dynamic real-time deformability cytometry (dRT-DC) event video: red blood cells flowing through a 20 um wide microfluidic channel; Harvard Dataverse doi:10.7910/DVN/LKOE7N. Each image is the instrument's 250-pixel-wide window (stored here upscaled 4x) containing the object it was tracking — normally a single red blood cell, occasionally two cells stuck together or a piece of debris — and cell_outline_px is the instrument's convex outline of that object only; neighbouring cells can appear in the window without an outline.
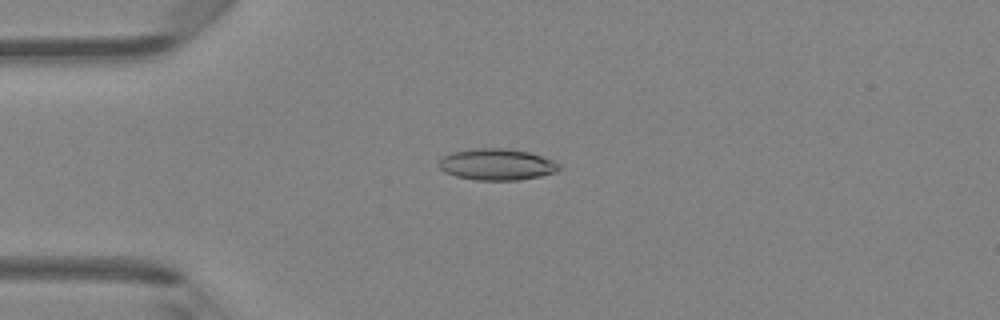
{"species": "Egyptian fruit bat (a non-hibernating species)", "species_latin": "Rousettus aegyptiacus", "temperature_condition": "room temperature", "stored_images_in_passage": 47, "camera_frame_rate_fps": 3000, "um_per_image_px": 0.085, "animal": {"sex": "female"}, "frame": {"image": 1, "passage_image": 12, "time_ms": 3.667, "image_size_px": [1000, 320], "cell_outline_px": [[564, 168], [556, 172], [540, 176], [520, 180], [476, 180], [456, 176], [444, 172], [440, 168], [440, 160], [444, 156], [452, 152], [472, 148], [504, 148], [528, 152], [552, 160], [560, 164]], "centroid_in_image_um": [42.26, 13.98], "position_along_channel_um": 42.7, "area_um2": 22.02}}
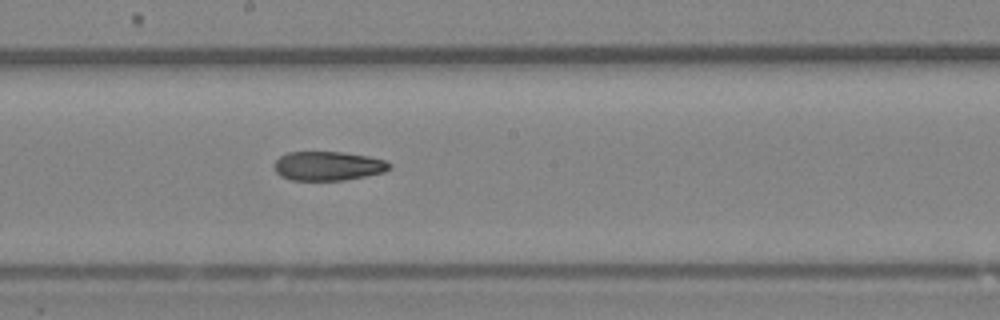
{"frame": {"image": 2, "passage_image": 26, "time_ms": 8.333, "image_size_px": [1000, 320], "cell_outline_px": [[392, 168], [384, 172], [344, 180], [292, 180], [280, 176], [272, 168], [272, 164], [280, 156], [288, 152], [340, 152], [368, 156], [384, 160], [392, 164]], "centroid_in_image_um": [27.85, 14.11], "position_along_channel_um": 220.3, "area_um2": 19.65}}
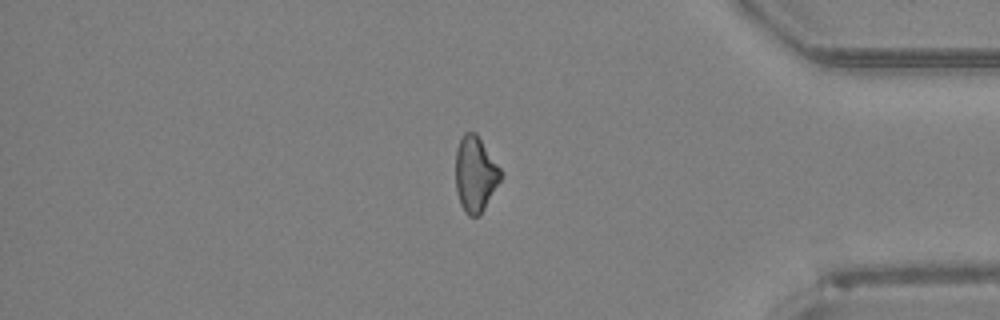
{"frame": {"image": 3, "passage_image": 40, "time_ms": 13.0, "image_size_px": [1000, 320], "cell_outline_px": [[504, 176], [480, 216], [468, 216], [464, 212], [460, 204], [456, 192], [456, 148], [464, 132], [476, 132], [504, 172]], "centroid_in_image_um": [40.43, 14.81], "position_along_channel_um": 394.8, "area_um2": 20.35}, "authors_computed_cell_mechanics": {"area_um2": 20.808, "velocity_mm_per_s": 4.3033, "shape_relaxation_time_tau1_ms": null, "shape_relaxation_time_tau2_ms": 8.0661, "deformation_change_tau1": null, "deformation_change_tau2": 0.1822}}